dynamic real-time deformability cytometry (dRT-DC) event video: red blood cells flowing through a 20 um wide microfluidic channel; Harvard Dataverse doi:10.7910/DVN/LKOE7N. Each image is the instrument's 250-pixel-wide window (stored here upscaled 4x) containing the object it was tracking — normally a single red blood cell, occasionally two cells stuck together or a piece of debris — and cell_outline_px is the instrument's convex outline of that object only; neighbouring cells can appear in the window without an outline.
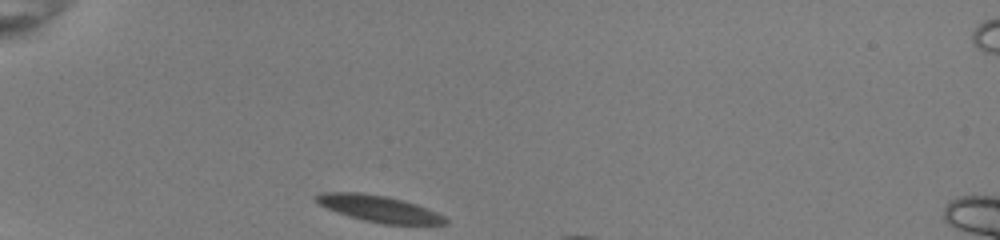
{"species": "common noctule bat (a hibernating species)", "species_latin": "Nyctalus noctula", "temperature_condition": "room temperature", "stored_images_in_passage": 15, "camera_frame_rate_fps": 3000, "um_per_image_px": 0.085, "animal": {"sex": "female", "body_mass_g": 22.0, "forearm_length_mm": 56.7}, "frame": {"image": 1, "passage_image": 1, "time_ms": 0.0, "image_size_px": [1000, 240], "cell_outline_px": [[448, 220], [444, 224], [384, 224], [364, 220], [328, 208], [320, 204], [316, 200], [316, 196], [328, 192], [352, 192], [384, 196], [400, 200], [436, 212], [444, 216]], "centroid_in_image_um": [32.24, 17.75], "position_along_channel_um": 52.8, "area_um2": 18.9}}
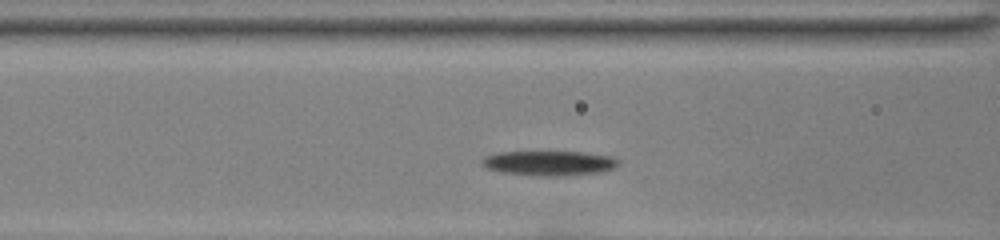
{"frame": {"image": 2, "passage_image": 9, "time_ms": 2.667, "image_size_px": [1000, 240], "cell_outline_px": [[620, 164], [604, 172], [560, 176], [552, 176], [500, 172], [488, 168], [480, 160], [484, 156], [500, 152], [580, 152], [608, 156], [620, 160]], "centroid_in_image_um": [46.7, 13.86], "position_along_channel_um": 119.9, "area_um2": 19.42}}
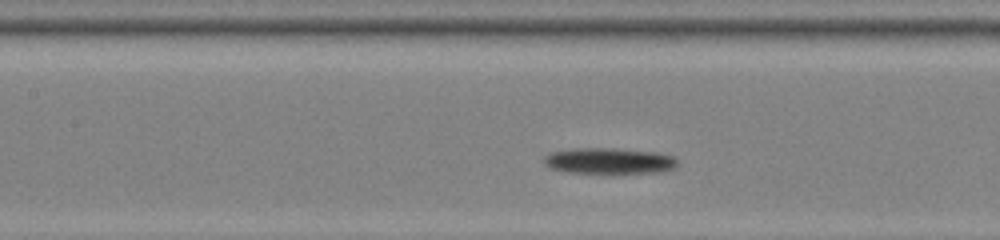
{"frame": {"image": 3, "passage_image": 12, "time_ms": 3.667, "image_size_px": [1000, 240], "cell_outline_px": [[676, 164], [672, 168], [656, 172], [568, 172], [552, 168], [544, 160], [552, 152], [580, 148], [612, 148], [652, 152], [672, 156], [676, 160]], "centroid_in_image_um": [51.78, 13.66], "position_along_channel_um": 155.6, "area_um2": 19.19}}